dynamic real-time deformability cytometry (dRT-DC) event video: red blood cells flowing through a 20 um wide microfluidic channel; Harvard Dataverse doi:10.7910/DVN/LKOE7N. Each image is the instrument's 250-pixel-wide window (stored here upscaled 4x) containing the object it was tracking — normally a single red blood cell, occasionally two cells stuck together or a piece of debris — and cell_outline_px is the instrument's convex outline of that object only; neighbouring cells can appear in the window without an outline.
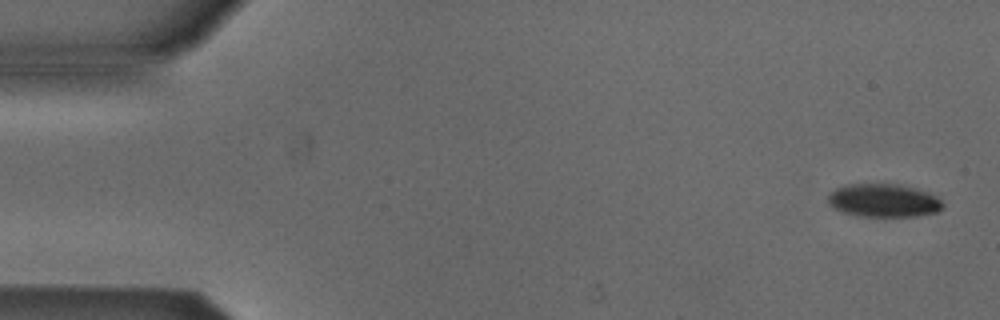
{"species": "Egyptian fruit bat (a non-hibernating species)", "species_latin": "Rousettus aegyptiacus", "temperature_condition": "cold", "stored_images_in_passage": 6, "camera_frame_rate_fps": 3000, "um_per_image_px": 0.085, "animal": {"sex": "male"}, "frame": {"image": 1, "passage_image": 1, "time_ms": 0.0, "image_size_px": [1000, 320], "cell_outline_px": [[944, 208], [936, 212], [916, 216], [856, 216], [832, 208], [828, 204], [828, 192], [836, 188], [848, 184], [896, 184], [916, 188], [928, 192], [936, 196], [944, 204]], "centroid_in_image_um": [75.08, 17.04], "position_along_channel_um": 9.9, "area_um2": 22.37}}